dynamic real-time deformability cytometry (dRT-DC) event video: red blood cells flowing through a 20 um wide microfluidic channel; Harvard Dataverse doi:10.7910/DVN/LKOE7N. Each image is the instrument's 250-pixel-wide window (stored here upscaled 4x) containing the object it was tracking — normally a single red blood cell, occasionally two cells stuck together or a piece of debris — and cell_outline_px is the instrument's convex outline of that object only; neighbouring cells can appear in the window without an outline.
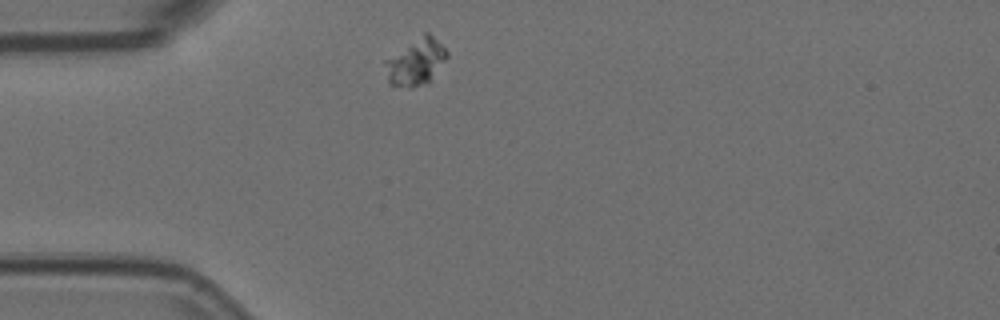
{"species": "Egyptian fruit bat (a non-hibernating species)", "species_latin": "Rousettus aegyptiacus", "temperature_condition": "room temperature", "stored_images_in_passage": 8, "camera_frame_rate_fps": 3000, "um_per_image_px": 0.085, "animal": {"sex": "female"}, "frame": {"image": 1, "passage_image": 1, "time_ms": 0.0, "image_size_px": [1000, 320], "cell_outline_px": [[448, 56], [428, 84], [412, 88], [408, 88], [388, 84], [384, 64], [384, 60], [424, 32], [428, 32], [448, 52]], "centroid_in_image_um": [35.32, 5.3], "position_along_channel_um": 49.7, "area_um2": 16.88}}
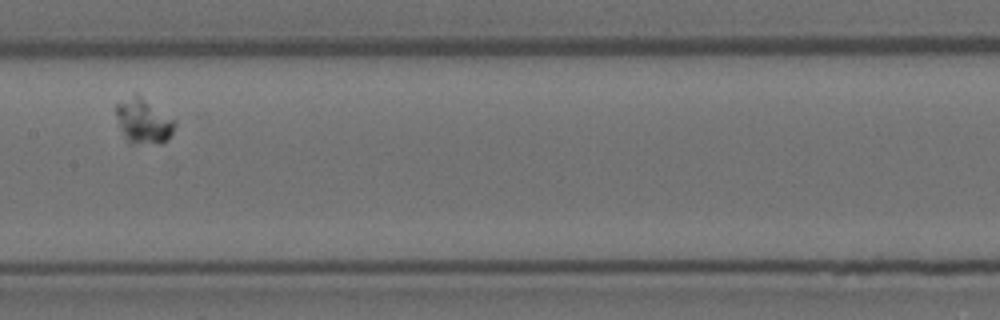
{"frame": {"image": 2, "passage_image": 5, "time_ms": 1.333, "image_size_px": [1000, 320], "cell_outline_px": [[176, 124], [168, 140], [164, 144], [132, 144], [128, 140], [120, 128], [116, 116], [116, 104], [136, 92], [176, 120]], "centroid_in_image_um": [12.22, 10.3], "position_along_channel_um": 195.2, "area_um2": 15.61}}
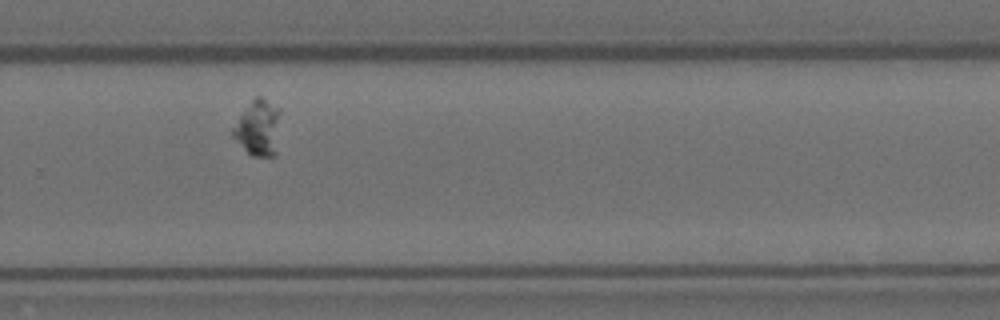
{"frame": {"image": 3, "passage_image": 8, "time_ms": 2.333, "image_size_px": [1000, 320], "cell_outline_px": [[280, 112], [276, 156], [252, 156], [232, 136], [232, 128], [240, 116], [252, 100], [256, 96], [260, 96], [280, 108]], "centroid_in_image_um": [21.97, 10.88], "position_along_channel_um": 307.8, "area_um2": 15.26}}